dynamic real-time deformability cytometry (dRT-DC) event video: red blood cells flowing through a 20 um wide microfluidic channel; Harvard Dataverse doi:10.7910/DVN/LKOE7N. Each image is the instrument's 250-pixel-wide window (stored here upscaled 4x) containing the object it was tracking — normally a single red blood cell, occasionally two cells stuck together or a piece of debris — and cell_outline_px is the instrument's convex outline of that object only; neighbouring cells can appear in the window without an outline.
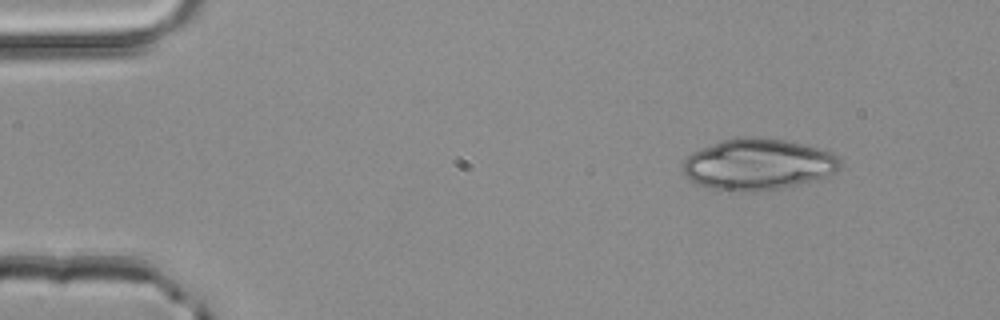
{"species": "common noctule bat (a hibernating species)", "species_latin": "Nyctalus noctula", "temperature_condition": "room temperature", "stored_images_in_passage": 2, "camera_frame_rate_fps": 3000, "um_per_image_px": 0.085, "animal": {"sex": "male", "body_mass_g": 20.4}, "frame": {"image": 1, "passage_image": 1, "time_ms": 0.0, "image_size_px": [1000, 320], "cell_outline_px": [[840, 168], [836, 172], [824, 176], [796, 184], [780, 188], [752, 192], [736, 192], [708, 188], [692, 180], [684, 172], [684, 160], [692, 152], [724, 140], [740, 136], [756, 136], [784, 140], [804, 144], [832, 152], [840, 156]], "centroid_in_image_um": [64.45, 13.96], "position_along_channel_um": 20.6, "area_um2": 46.7}}